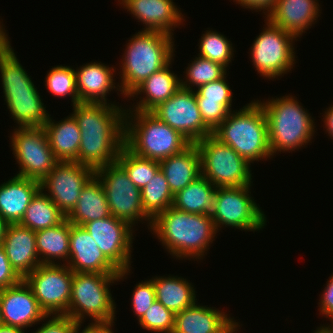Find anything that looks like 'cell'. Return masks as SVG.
Listing matches in <instances>:
<instances>
[{
    "label": "cell",
    "mask_w": 333,
    "mask_h": 333,
    "mask_svg": "<svg viewBox=\"0 0 333 333\" xmlns=\"http://www.w3.org/2000/svg\"><path fill=\"white\" fill-rule=\"evenodd\" d=\"M72 113L81 132L74 162L94 170L116 162L125 141L126 109L113 104L79 102Z\"/></svg>",
    "instance_id": "1"
},
{
    "label": "cell",
    "mask_w": 333,
    "mask_h": 333,
    "mask_svg": "<svg viewBox=\"0 0 333 333\" xmlns=\"http://www.w3.org/2000/svg\"><path fill=\"white\" fill-rule=\"evenodd\" d=\"M150 231L177 259H203L218 233L211 215L191 214L170 206L158 214Z\"/></svg>",
    "instance_id": "2"
},
{
    "label": "cell",
    "mask_w": 333,
    "mask_h": 333,
    "mask_svg": "<svg viewBox=\"0 0 333 333\" xmlns=\"http://www.w3.org/2000/svg\"><path fill=\"white\" fill-rule=\"evenodd\" d=\"M0 75L4 101L17 127H43L51 115L10 42L0 51Z\"/></svg>",
    "instance_id": "3"
},
{
    "label": "cell",
    "mask_w": 333,
    "mask_h": 333,
    "mask_svg": "<svg viewBox=\"0 0 333 333\" xmlns=\"http://www.w3.org/2000/svg\"><path fill=\"white\" fill-rule=\"evenodd\" d=\"M172 35L161 31L141 30L130 38L120 64V89L124 98L173 58Z\"/></svg>",
    "instance_id": "4"
},
{
    "label": "cell",
    "mask_w": 333,
    "mask_h": 333,
    "mask_svg": "<svg viewBox=\"0 0 333 333\" xmlns=\"http://www.w3.org/2000/svg\"><path fill=\"white\" fill-rule=\"evenodd\" d=\"M295 96L285 95L266 101L257 100L264 109L268 122V140L272 156L292 152L313 139L315 122ZM304 145V146H303Z\"/></svg>",
    "instance_id": "5"
},
{
    "label": "cell",
    "mask_w": 333,
    "mask_h": 333,
    "mask_svg": "<svg viewBox=\"0 0 333 333\" xmlns=\"http://www.w3.org/2000/svg\"><path fill=\"white\" fill-rule=\"evenodd\" d=\"M213 135L250 164L272 158L267 118L257 99L239 110L231 111L213 131Z\"/></svg>",
    "instance_id": "6"
},
{
    "label": "cell",
    "mask_w": 333,
    "mask_h": 333,
    "mask_svg": "<svg viewBox=\"0 0 333 333\" xmlns=\"http://www.w3.org/2000/svg\"><path fill=\"white\" fill-rule=\"evenodd\" d=\"M124 145L134 154L156 161L178 154L191 143L151 112L126 111Z\"/></svg>",
    "instance_id": "7"
},
{
    "label": "cell",
    "mask_w": 333,
    "mask_h": 333,
    "mask_svg": "<svg viewBox=\"0 0 333 333\" xmlns=\"http://www.w3.org/2000/svg\"><path fill=\"white\" fill-rule=\"evenodd\" d=\"M130 271H120L119 274L74 272L67 316L74 319L80 326L84 323L86 316L92 319L91 323L92 321L93 323L114 321L116 303L109 287L126 279Z\"/></svg>",
    "instance_id": "8"
},
{
    "label": "cell",
    "mask_w": 333,
    "mask_h": 333,
    "mask_svg": "<svg viewBox=\"0 0 333 333\" xmlns=\"http://www.w3.org/2000/svg\"><path fill=\"white\" fill-rule=\"evenodd\" d=\"M201 175L216 188L251 185V164L213 134L197 141Z\"/></svg>",
    "instance_id": "9"
},
{
    "label": "cell",
    "mask_w": 333,
    "mask_h": 333,
    "mask_svg": "<svg viewBox=\"0 0 333 333\" xmlns=\"http://www.w3.org/2000/svg\"><path fill=\"white\" fill-rule=\"evenodd\" d=\"M265 19L266 27L254 39L250 59L260 76L274 80L293 69L297 58L293 43L298 39Z\"/></svg>",
    "instance_id": "10"
},
{
    "label": "cell",
    "mask_w": 333,
    "mask_h": 333,
    "mask_svg": "<svg viewBox=\"0 0 333 333\" xmlns=\"http://www.w3.org/2000/svg\"><path fill=\"white\" fill-rule=\"evenodd\" d=\"M251 186L217 188L210 214L217 232L224 225L253 232L266 226V216L251 196Z\"/></svg>",
    "instance_id": "11"
},
{
    "label": "cell",
    "mask_w": 333,
    "mask_h": 333,
    "mask_svg": "<svg viewBox=\"0 0 333 333\" xmlns=\"http://www.w3.org/2000/svg\"><path fill=\"white\" fill-rule=\"evenodd\" d=\"M95 176L103 186L111 215L128 222L132 227L136 226L138 221H147L150 230L152 219L143 209L141 190L129 179L117 161L97 168Z\"/></svg>",
    "instance_id": "12"
},
{
    "label": "cell",
    "mask_w": 333,
    "mask_h": 333,
    "mask_svg": "<svg viewBox=\"0 0 333 333\" xmlns=\"http://www.w3.org/2000/svg\"><path fill=\"white\" fill-rule=\"evenodd\" d=\"M10 139L11 150L19 165L16 176L41 182L59 162L43 127H16Z\"/></svg>",
    "instance_id": "13"
},
{
    "label": "cell",
    "mask_w": 333,
    "mask_h": 333,
    "mask_svg": "<svg viewBox=\"0 0 333 333\" xmlns=\"http://www.w3.org/2000/svg\"><path fill=\"white\" fill-rule=\"evenodd\" d=\"M73 271L61 264H40L23 280L46 315H67Z\"/></svg>",
    "instance_id": "14"
},
{
    "label": "cell",
    "mask_w": 333,
    "mask_h": 333,
    "mask_svg": "<svg viewBox=\"0 0 333 333\" xmlns=\"http://www.w3.org/2000/svg\"><path fill=\"white\" fill-rule=\"evenodd\" d=\"M151 113L178 131L191 144L213 134L201 118L194 90L180 87L168 100L154 108Z\"/></svg>",
    "instance_id": "15"
},
{
    "label": "cell",
    "mask_w": 333,
    "mask_h": 333,
    "mask_svg": "<svg viewBox=\"0 0 333 333\" xmlns=\"http://www.w3.org/2000/svg\"><path fill=\"white\" fill-rule=\"evenodd\" d=\"M105 257L119 270H131L134 228L113 215L84 223Z\"/></svg>",
    "instance_id": "16"
},
{
    "label": "cell",
    "mask_w": 333,
    "mask_h": 333,
    "mask_svg": "<svg viewBox=\"0 0 333 333\" xmlns=\"http://www.w3.org/2000/svg\"><path fill=\"white\" fill-rule=\"evenodd\" d=\"M94 175L95 170L89 166L59 161L40 182V189L67 216L76 206L83 187Z\"/></svg>",
    "instance_id": "17"
},
{
    "label": "cell",
    "mask_w": 333,
    "mask_h": 333,
    "mask_svg": "<svg viewBox=\"0 0 333 333\" xmlns=\"http://www.w3.org/2000/svg\"><path fill=\"white\" fill-rule=\"evenodd\" d=\"M0 310L3 325L25 330L33 327V324L44 322L47 316L23 279L14 286L0 290Z\"/></svg>",
    "instance_id": "18"
},
{
    "label": "cell",
    "mask_w": 333,
    "mask_h": 333,
    "mask_svg": "<svg viewBox=\"0 0 333 333\" xmlns=\"http://www.w3.org/2000/svg\"><path fill=\"white\" fill-rule=\"evenodd\" d=\"M76 273L119 274L105 257L91 235L80 225L71 223L69 260L66 264Z\"/></svg>",
    "instance_id": "19"
},
{
    "label": "cell",
    "mask_w": 333,
    "mask_h": 333,
    "mask_svg": "<svg viewBox=\"0 0 333 333\" xmlns=\"http://www.w3.org/2000/svg\"><path fill=\"white\" fill-rule=\"evenodd\" d=\"M120 4L144 24L145 31H161L173 36V29L185 21L173 0H121Z\"/></svg>",
    "instance_id": "20"
},
{
    "label": "cell",
    "mask_w": 333,
    "mask_h": 333,
    "mask_svg": "<svg viewBox=\"0 0 333 333\" xmlns=\"http://www.w3.org/2000/svg\"><path fill=\"white\" fill-rule=\"evenodd\" d=\"M320 8L318 0H277L266 18L297 39L317 22Z\"/></svg>",
    "instance_id": "21"
},
{
    "label": "cell",
    "mask_w": 333,
    "mask_h": 333,
    "mask_svg": "<svg viewBox=\"0 0 333 333\" xmlns=\"http://www.w3.org/2000/svg\"><path fill=\"white\" fill-rule=\"evenodd\" d=\"M2 246L11 267L22 279L41 264L36 247V234L29 228L18 223L8 224Z\"/></svg>",
    "instance_id": "22"
},
{
    "label": "cell",
    "mask_w": 333,
    "mask_h": 333,
    "mask_svg": "<svg viewBox=\"0 0 333 333\" xmlns=\"http://www.w3.org/2000/svg\"><path fill=\"white\" fill-rule=\"evenodd\" d=\"M115 71V67H109L97 61H91L90 63L79 66V68L75 70L79 101L119 106L114 102L108 103L106 97L113 89L118 90L120 92L119 94L124 96L121 93L119 83L116 85L115 79L113 78L115 77Z\"/></svg>",
    "instance_id": "23"
},
{
    "label": "cell",
    "mask_w": 333,
    "mask_h": 333,
    "mask_svg": "<svg viewBox=\"0 0 333 333\" xmlns=\"http://www.w3.org/2000/svg\"><path fill=\"white\" fill-rule=\"evenodd\" d=\"M173 59L163 68L153 73L150 77L138 85L127 97L132 100L140 95L137 105L126 108V111L151 112L162 102L168 100L181 87V79L171 72ZM137 95V96H136Z\"/></svg>",
    "instance_id": "24"
},
{
    "label": "cell",
    "mask_w": 333,
    "mask_h": 333,
    "mask_svg": "<svg viewBox=\"0 0 333 333\" xmlns=\"http://www.w3.org/2000/svg\"><path fill=\"white\" fill-rule=\"evenodd\" d=\"M40 190V182L14 176L0 185V215L8 224L21 221L32 198Z\"/></svg>",
    "instance_id": "25"
},
{
    "label": "cell",
    "mask_w": 333,
    "mask_h": 333,
    "mask_svg": "<svg viewBox=\"0 0 333 333\" xmlns=\"http://www.w3.org/2000/svg\"><path fill=\"white\" fill-rule=\"evenodd\" d=\"M233 319L223 310L196 302L175 314L172 333H219Z\"/></svg>",
    "instance_id": "26"
},
{
    "label": "cell",
    "mask_w": 333,
    "mask_h": 333,
    "mask_svg": "<svg viewBox=\"0 0 333 333\" xmlns=\"http://www.w3.org/2000/svg\"><path fill=\"white\" fill-rule=\"evenodd\" d=\"M172 194L175 195L201 176L200 153L196 144L159 161Z\"/></svg>",
    "instance_id": "27"
},
{
    "label": "cell",
    "mask_w": 333,
    "mask_h": 333,
    "mask_svg": "<svg viewBox=\"0 0 333 333\" xmlns=\"http://www.w3.org/2000/svg\"><path fill=\"white\" fill-rule=\"evenodd\" d=\"M43 128L58 161L74 162L78 158L81 132L72 113L59 122L49 116Z\"/></svg>",
    "instance_id": "28"
},
{
    "label": "cell",
    "mask_w": 333,
    "mask_h": 333,
    "mask_svg": "<svg viewBox=\"0 0 333 333\" xmlns=\"http://www.w3.org/2000/svg\"><path fill=\"white\" fill-rule=\"evenodd\" d=\"M106 194L100 180L94 175L83 187L76 206L66 216L74 224L84 223L110 216Z\"/></svg>",
    "instance_id": "29"
},
{
    "label": "cell",
    "mask_w": 333,
    "mask_h": 333,
    "mask_svg": "<svg viewBox=\"0 0 333 333\" xmlns=\"http://www.w3.org/2000/svg\"><path fill=\"white\" fill-rule=\"evenodd\" d=\"M156 300L174 314L191 307L197 302L194 285L178 276H154L151 278Z\"/></svg>",
    "instance_id": "30"
},
{
    "label": "cell",
    "mask_w": 333,
    "mask_h": 333,
    "mask_svg": "<svg viewBox=\"0 0 333 333\" xmlns=\"http://www.w3.org/2000/svg\"><path fill=\"white\" fill-rule=\"evenodd\" d=\"M70 228L71 223L65 219L59 225L35 232L36 247L41 264H60L59 260L63 261V265L67 264L70 248Z\"/></svg>",
    "instance_id": "31"
},
{
    "label": "cell",
    "mask_w": 333,
    "mask_h": 333,
    "mask_svg": "<svg viewBox=\"0 0 333 333\" xmlns=\"http://www.w3.org/2000/svg\"><path fill=\"white\" fill-rule=\"evenodd\" d=\"M217 188L202 175L174 195L173 207L191 214L210 215Z\"/></svg>",
    "instance_id": "32"
},
{
    "label": "cell",
    "mask_w": 333,
    "mask_h": 333,
    "mask_svg": "<svg viewBox=\"0 0 333 333\" xmlns=\"http://www.w3.org/2000/svg\"><path fill=\"white\" fill-rule=\"evenodd\" d=\"M65 219L66 215L40 189L32 198L18 224L36 232L59 225Z\"/></svg>",
    "instance_id": "33"
},
{
    "label": "cell",
    "mask_w": 333,
    "mask_h": 333,
    "mask_svg": "<svg viewBox=\"0 0 333 333\" xmlns=\"http://www.w3.org/2000/svg\"><path fill=\"white\" fill-rule=\"evenodd\" d=\"M174 195L164 173L159 170L141 190V203L145 213L153 220L158 214L173 206Z\"/></svg>",
    "instance_id": "34"
},
{
    "label": "cell",
    "mask_w": 333,
    "mask_h": 333,
    "mask_svg": "<svg viewBox=\"0 0 333 333\" xmlns=\"http://www.w3.org/2000/svg\"><path fill=\"white\" fill-rule=\"evenodd\" d=\"M117 162L124 168L129 179L140 190H142L160 170L159 161L140 157L130 151L125 145L120 150Z\"/></svg>",
    "instance_id": "35"
},
{
    "label": "cell",
    "mask_w": 333,
    "mask_h": 333,
    "mask_svg": "<svg viewBox=\"0 0 333 333\" xmlns=\"http://www.w3.org/2000/svg\"><path fill=\"white\" fill-rule=\"evenodd\" d=\"M186 75L181 79V87L185 89L194 90L202 85L222 78L227 69L219 63L213 62L209 59L198 56L188 63L185 72Z\"/></svg>",
    "instance_id": "36"
},
{
    "label": "cell",
    "mask_w": 333,
    "mask_h": 333,
    "mask_svg": "<svg viewBox=\"0 0 333 333\" xmlns=\"http://www.w3.org/2000/svg\"><path fill=\"white\" fill-rule=\"evenodd\" d=\"M225 35L216 30H207L202 34L199 42V54L203 58L219 63L226 69L234 56V47Z\"/></svg>",
    "instance_id": "37"
},
{
    "label": "cell",
    "mask_w": 333,
    "mask_h": 333,
    "mask_svg": "<svg viewBox=\"0 0 333 333\" xmlns=\"http://www.w3.org/2000/svg\"><path fill=\"white\" fill-rule=\"evenodd\" d=\"M45 86L54 97L64 98L71 96L72 106L79 103L75 69L70 66L57 65L48 71L45 77Z\"/></svg>",
    "instance_id": "38"
},
{
    "label": "cell",
    "mask_w": 333,
    "mask_h": 333,
    "mask_svg": "<svg viewBox=\"0 0 333 333\" xmlns=\"http://www.w3.org/2000/svg\"><path fill=\"white\" fill-rule=\"evenodd\" d=\"M175 314L165 308L159 301L145 312L138 321L141 328L155 333H172L174 329Z\"/></svg>",
    "instance_id": "39"
},
{
    "label": "cell",
    "mask_w": 333,
    "mask_h": 333,
    "mask_svg": "<svg viewBox=\"0 0 333 333\" xmlns=\"http://www.w3.org/2000/svg\"><path fill=\"white\" fill-rule=\"evenodd\" d=\"M227 73L220 79L194 88L196 101H212L218 103H232L233 93L227 83Z\"/></svg>",
    "instance_id": "40"
},
{
    "label": "cell",
    "mask_w": 333,
    "mask_h": 333,
    "mask_svg": "<svg viewBox=\"0 0 333 333\" xmlns=\"http://www.w3.org/2000/svg\"><path fill=\"white\" fill-rule=\"evenodd\" d=\"M135 286L136 287L132 291L131 306L134 315L137 316V320L139 321L156 301V295L153 281L151 279H147V281L142 280Z\"/></svg>",
    "instance_id": "41"
},
{
    "label": "cell",
    "mask_w": 333,
    "mask_h": 333,
    "mask_svg": "<svg viewBox=\"0 0 333 333\" xmlns=\"http://www.w3.org/2000/svg\"><path fill=\"white\" fill-rule=\"evenodd\" d=\"M204 124L213 132L233 111L232 103L197 101Z\"/></svg>",
    "instance_id": "42"
},
{
    "label": "cell",
    "mask_w": 333,
    "mask_h": 333,
    "mask_svg": "<svg viewBox=\"0 0 333 333\" xmlns=\"http://www.w3.org/2000/svg\"><path fill=\"white\" fill-rule=\"evenodd\" d=\"M44 320L46 323L33 333H78L81 329V326L67 315H47Z\"/></svg>",
    "instance_id": "43"
},
{
    "label": "cell",
    "mask_w": 333,
    "mask_h": 333,
    "mask_svg": "<svg viewBox=\"0 0 333 333\" xmlns=\"http://www.w3.org/2000/svg\"><path fill=\"white\" fill-rule=\"evenodd\" d=\"M22 278L11 267L5 249L0 245V290L18 284Z\"/></svg>",
    "instance_id": "44"
},
{
    "label": "cell",
    "mask_w": 333,
    "mask_h": 333,
    "mask_svg": "<svg viewBox=\"0 0 333 333\" xmlns=\"http://www.w3.org/2000/svg\"><path fill=\"white\" fill-rule=\"evenodd\" d=\"M326 287L322 290L323 294L320 296L318 302L319 314L323 315L322 317L333 320V273L329 277V280L326 282Z\"/></svg>",
    "instance_id": "45"
},
{
    "label": "cell",
    "mask_w": 333,
    "mask_h": 333,
    "mask_svg": "<svg viewBox=\"0 0 333 333\" xmlns=\"http://www.w3.org/2000/svg\"><path fill=\"white\" fill-rule=\"evenodd\" d=\"M236 2V4H240V6L251 9L252 11H259L263 12L266 18V16L271 12V10L274 8L277 0H233Z\"/></svg>",
    "instance_id": "46"
},
{
    "label": "cell",
    "mask_w": 333,
    "mask_h": 333,
    "mask_svg": "<svg viewBox=\"0 0 333 333\" xmlns=\"http://www.w3.org/2000/svg\"><path fill=\"white\" fill-rule=\"evenodd\" d=\"M114 321L111 322H99V323H88V325L83 328L82 333H114L113 325Z\"/></svg>",
    "instance_id": "47"
},
{
    "label": "cell",
    "mask_w": 333,
    "mask_h": 333,
    "mask_svg": "<svg viewBox=\"0 0 333 333\" xmlns=\"http://www.w3.org/2000/svg\"><path fill=\"white\" fill-rule=\"evenodd\" d=\"M323 122L325 124L326 132L328 133L329 137L333 139V105L326 108L325 113L323 114Z\"/></svg>",
    "instance_id": "48"
},
{
    "label": "cell",
    "mask_w": 333,
    "mask_h": 333,
    "mask_svg": "<svg viewBox=\"0 0 333 333\" xmlns=\"http://www.w3.org/2000/svg\"><path fill=\"white\" fill-rule=\"evenodd\" d=\"M1 23L0 21V51L10 42L6 30L3 27L4 25L3 23L1 25Z\"/></svg>",
    "instance_id": "49"
},
{
    "label": "cell",
    "mask_w": 333,
    "mask_h": 333,
    "mask_svg": "<svg viewBox=\"0 0 333 333\" xmlns=\"http://www.w3.org/2000/svg\"><path fill=\"white\" fill-rule=\"evenodd\" d=\"M240 325L239 322H236V320H232L222 331L219 333H237Z\"/></svg>",
    "instance_id": "50"
},
{
    "label": "cell",
    "mask_w": 333,
    "mask_h": 333,
    "mask_svg": "<svg viewBox=\"0 0 333 333\" xmlns=\"http://www.w3.org/2000/svg\"><path fill=\"white\" fill-rule=\"evenodd\" d=\"M26 330L7 325H0V333H25Z\"/></svg>",
    "instance_id": "51"
},
{
    "label": "cell",
    "mask_w": 333,
    "mask_h": 333,
    "mask_svg": "<svg viewBox=\"0 0 333 333\" xmlns=\"http://www.w3.org/2000/svg\"><path fill=\"white\" fill-rule=\"evenodd\" d=\"M7 225H8V223L0 215V245H2V243H3L5 230H6Z\"/></svg>",
    "instance_id": "52"
},
{
    "label": "cell",
    "mask_w": 333,
    "mask_h": 333,
    "mask_svg": "<svg viewBox=\"0 0 333 333\" xmlns=\"http://www.w3.org/2000/svg\"><path fill=\"white\" fill-rule=\"evenodd\" d=\"M331 323L330 325H324V326H320L317 328V330H320L321 333H333V320H331Z\"/></svg>",
    "instance_id": "53"
},
{
    "label": "cell",
    "mask_w": 333,
    "mask_h": 333,
    "mask_svg": "<svg viewBox=\"0 0 333 333\" xmlns=\"http://www.w3.org/2000/svg\"><path fill=\"white\" fill-rule=\"evenodd\" d=\"M314 333H321V331L320 330H314Z\"/></svg>",
    "instance_id": "54"
},
{
    "label": "cell",
    "mask_w": 333,
    "mask_h": 333,
    "mask_svg": "<svg viewBox=\"0 0 333 333\" xmlns=\"http://www.w3.org/2000/svg\"><path fill=\"white\" fill-rule=\"evenodd\" d=\"M2 323H1V310H0V325H1Z\"/></svg>",
    "instance_id": "55"
}]
</instances>
